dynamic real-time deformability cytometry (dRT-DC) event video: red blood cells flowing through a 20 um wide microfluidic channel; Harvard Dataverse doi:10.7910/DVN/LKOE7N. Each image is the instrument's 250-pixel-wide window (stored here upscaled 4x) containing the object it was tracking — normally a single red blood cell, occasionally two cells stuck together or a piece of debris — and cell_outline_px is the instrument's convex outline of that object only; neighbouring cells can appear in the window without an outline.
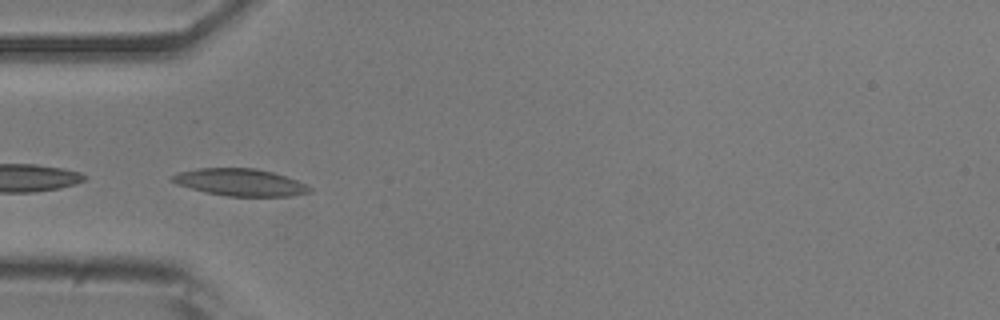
{"species": "common noctule bat (a hibernating species)", "species_latin": "Nyctalus noctula", "temperature_condition": "room temperature", "stored_images_in_passage": 32, "camera_frame_rate_fps": 3000, "um_per_image_px": 0.085, "animal": {"sex": "male", "body_mass_g": 20.5, "forearm_length_mm": 52.5}, "frame": {"image": 1, "passage_image": 1, "time_ms": 0.0, "image_size_px": [1000, 320], "cell_outline_px": [[312, 192], [288, 196], [228, 196], [204, 192], [176, 184], [168, 180], [172, 176], [180, 172], [200, 168], [256, 168], [272, 172], [296, 180], [312, 188]], "centroid_in_image_um": [20.38, 15.5], "position_along_channel_um": 64.6, "area_um2": 21.62}}
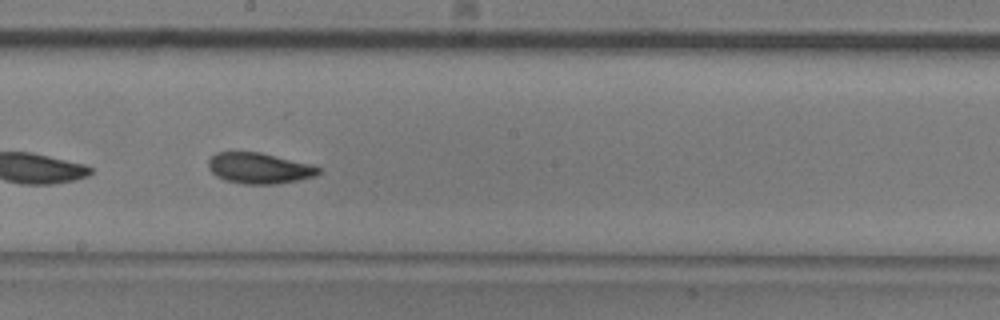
{"frame": {"image": 2, "passage_image": 14, "time_ms": 4.333, "image_size_px": [1000, 320], "cell_outline_px": [[320, 172], [316, 176], [300, 180], [276, 184], [244, 184], [224, 180], [216, 176], [208, 168], [208, 160], [216, 152], [260, 152], [312, 164], [320, 168]], "centroid_in_image_um": [22.04, 14.3], "position_along_channel_um": 226.2, "area_um2": 19.94}, "authors_computed_cell_mechanics": {"area_um2": 19.5364, "velocity_mm_per_s": 3.7281, "shape_relaxation_time_tau1_ms": 4.7567, "shape_relaxation_time_tau2_ms": 4.0367, "deformation_change_tau1": 0.13, "deformation_change_tau2": 0.0942}}